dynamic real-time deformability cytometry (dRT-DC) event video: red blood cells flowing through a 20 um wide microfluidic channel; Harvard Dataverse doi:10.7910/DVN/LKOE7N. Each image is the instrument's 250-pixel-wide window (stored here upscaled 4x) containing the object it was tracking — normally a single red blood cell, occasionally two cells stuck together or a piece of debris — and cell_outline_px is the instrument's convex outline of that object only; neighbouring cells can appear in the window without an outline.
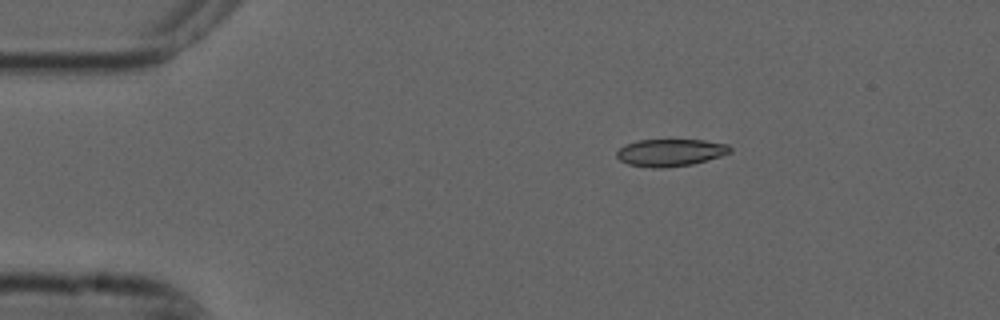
{"species": "common noctule bat (a hibernating species)", "species_latin": "Nyctalus noctula", "temperature_condition": "cold", "stored_images_in_passage": 6, "camera_frame_rate_fps": 3000, "um_per_image_px": 0.085, "animal": {"sex": "male", "forearm_length_mm": 52.5}, "frame": {"image": 1, "passage_image": 3, "time_ms": 0.667, "image_size_px": [1000, 320], "cell_outline_px": [[732, 152], [720, 156], [692, 164], [664, 168], [652, 168], [628, 164], [620, 160], [616, 156], [616, 152], [624, 144], [640, 140], [704, 140], [728, 144], [732, 148]], "centroid_in_image_um": [56.98, 12.97], "position_along_channel_um": 28.0, "area_um2": 18.03}}
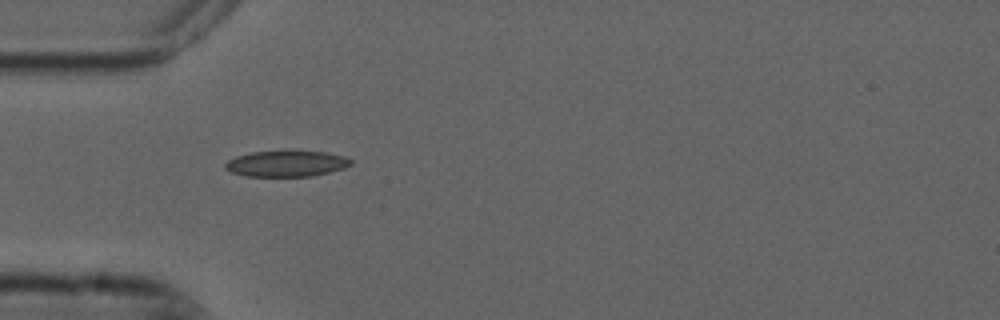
{"frame": {"image": 2, "passage_image": 5, "time_ms": 1.333, "image_size_px": [1000, 320], "cell_outline_px": [[352, 164], [344, 168], [312, 176], [244, 176], [232, 172], [224, 168], [224, 164], [228, 160], [236, 156], [252, 152], [324, 152], [344, 156], [352, 160]], "centroid_in_image_um": [24.33, 13.92], "position_along_channel_um": 60.7, "area_um2": 18.67}}
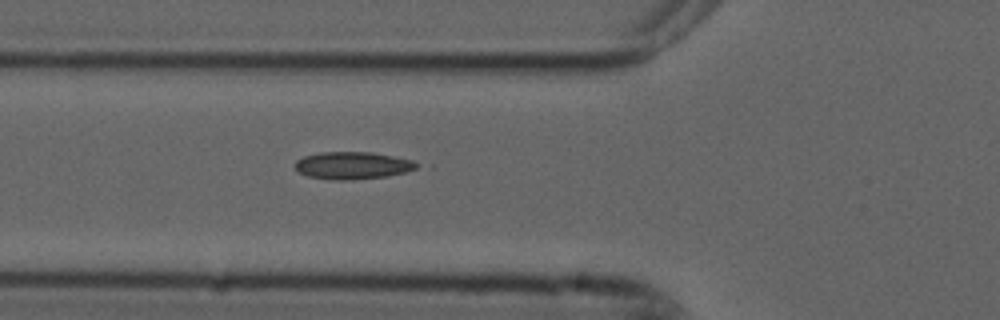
{"frame": {"image": 3, "passage_image": 6, "time_ms": 1.667, "image_size_px": [1000, 320], "cell_outline_px": [[420, 164], [416, 168], [404, 172], [388, 176], [348, 180], [332, 180], [308, 176], [300, 172], [296, 168], [296, 160], [304, 156], [320, 152], [372, 152], [412, 160]], "centroid_in_image_um": [29.97, 14.06], "position_along_channel_um": 95.8, "area_um2": 19.25}}